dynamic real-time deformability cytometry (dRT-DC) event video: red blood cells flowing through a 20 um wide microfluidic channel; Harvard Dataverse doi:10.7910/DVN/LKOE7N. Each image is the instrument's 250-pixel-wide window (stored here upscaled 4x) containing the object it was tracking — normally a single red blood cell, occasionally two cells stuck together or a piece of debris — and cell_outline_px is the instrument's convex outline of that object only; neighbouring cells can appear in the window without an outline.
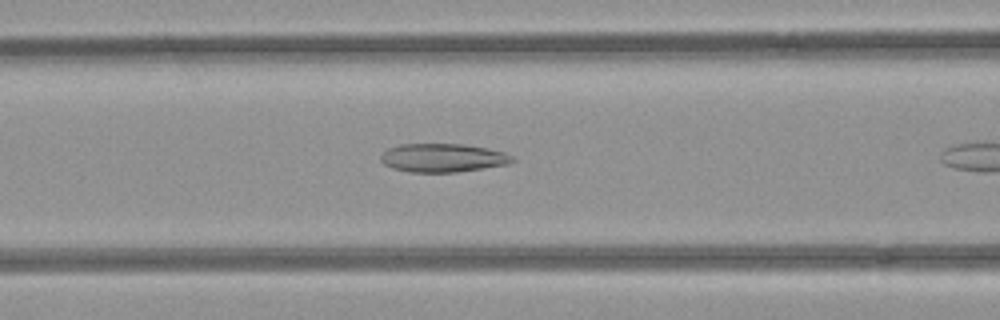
{"species": "common noctule bat (a hibernating species)", "species_latin": "Nyctalus noctula", "temperature_condition": "room temperature", "stored_images_in_passage": 9, "camera_frame_rate_fps": 3000, "um_per_image_px": 0.085, "animal": {"sex": "female", "body_mass_g": 21.9}, "frame": {"image": 1, "passage_image": 8, "time_ms": 2.333, "image_size_px": [1000, 320], "cell_outline_px": [[516, 160], [508, 164], [456, 172], [408, 172], [392, 168], [384, 164], [380, 160], [380, 156], [388, 148], [400, 144], [464, 144], [488, 148], [504, 152], [512, 156]], "centroid_in_image_um": [37.63, 13.41], "position_along_channel_um": 129.0, "area_um2": 21.91}}